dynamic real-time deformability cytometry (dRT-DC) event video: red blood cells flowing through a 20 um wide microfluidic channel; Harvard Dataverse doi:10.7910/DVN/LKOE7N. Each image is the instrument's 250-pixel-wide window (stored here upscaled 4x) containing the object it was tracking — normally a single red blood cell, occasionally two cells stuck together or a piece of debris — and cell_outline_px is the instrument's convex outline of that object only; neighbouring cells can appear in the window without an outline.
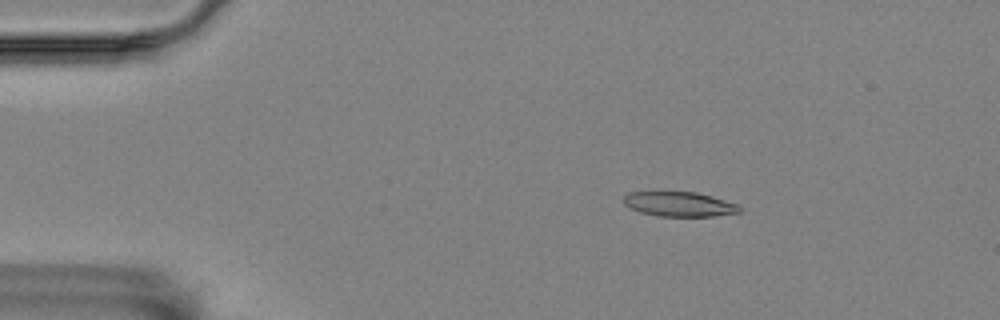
{"species": "Egyptian fruit bat (a non-hibernating species)", "species_latin": "Rousettus aegyptiacus", "temperature_condition": "room temperature", "stored_images_in_passage": 56, "camera_frame_rate_fps": 3000, "um_per_image_px": 0.085, "animal": {"sex": "female"}, "frame": {"image": 1, "passage_image": 9, "time_ms": 2.667, "image_size_px": [1000, 320], "cell_outline_px": [[740, 212], [712, 216], [660, 216], [640, 212], [628, 208], [624, 204], [624, 196], [628, 192], [696, 192], [712, 196], [740, 204]], "centroid_in_image_um": [57.74, 17.35], "position_along_channel_um": 27.3, "area_um2": 16.7}}
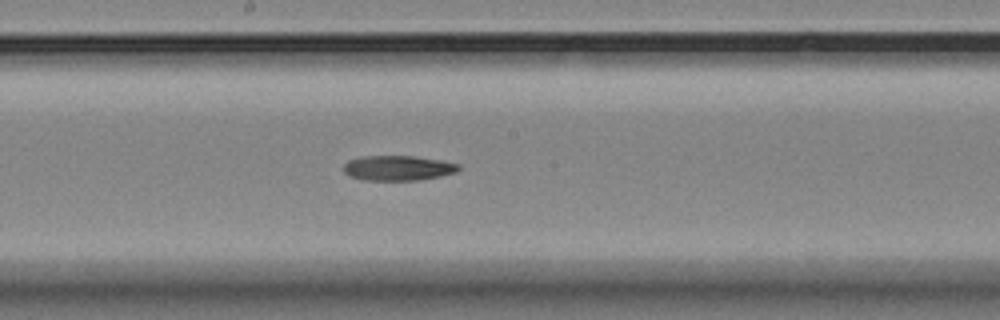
{"frame": {"image": 2, "passage_image": 30, "time_ms": 9.667, "image_size_px": [1000, 320], "cell_outline_px": [[460, 168], [456, 172], [440, 176], [420, 180], [364, 180], [348, 176], [344, 172], [344, 164], [348, 160], [360, 156], [416, 156], [440, 160], [460, 164]], "centroid_in_image_um": [33.81, 14.28], "position_along_channel_um": 214.4, "area_um2": 16.88}}
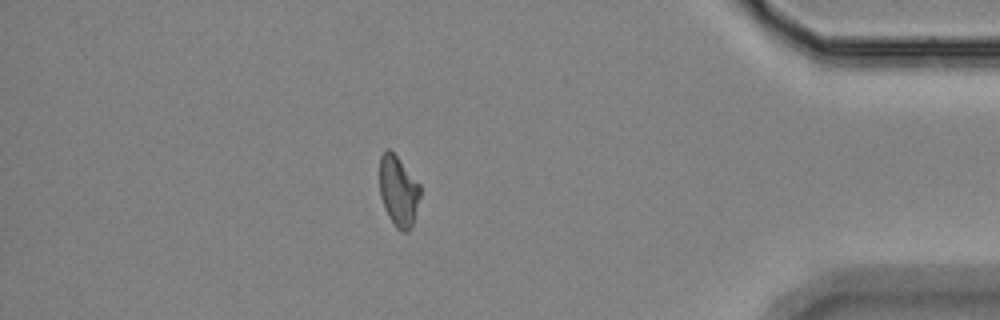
{"frame": {"image": 3, "passage_image": 49, "time_ms": 16.0, "image_size_px": [1000, 320], "cell_outline_px": [[420, 196], [412, 224], [408, 232], [400, 232], [396, 228], [388, 216], [384, 208], [380, 196], [380, 156], [388, 148], [396, 156], [420, 184]], "centroid_in_image_um": [33.85, 16.27], "position_along_channel_um": 401.3, "area_um2": 16.53}}